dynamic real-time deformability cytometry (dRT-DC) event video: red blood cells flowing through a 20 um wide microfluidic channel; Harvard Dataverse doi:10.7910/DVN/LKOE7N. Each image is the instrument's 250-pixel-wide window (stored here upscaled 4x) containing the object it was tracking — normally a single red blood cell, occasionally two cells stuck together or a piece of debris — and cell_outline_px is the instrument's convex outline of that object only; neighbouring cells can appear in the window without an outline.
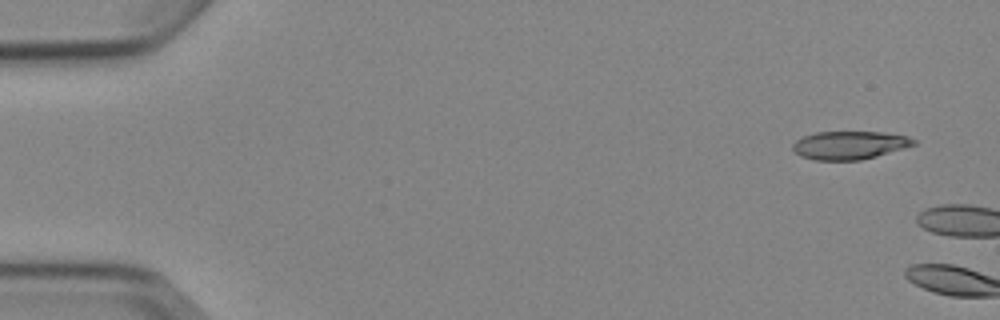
{"species": "Egyptian fruit bat (a non-hibernating species)", "species_latin": "Rousettus aegyptiacus", "temperature_condition": "cold", "stored_images_in_passage": 2, "camera_frame_rate_fps": 3000, "um_per_image_px": 0.085, "animal": {"sex": "female"}, "frame": {"image": 1, "passage_image": 1, "time_ms": 0.0, "image_size_px": [1000, 320], "cell_outline_px": [[916, 144], [876, 156], [860, 160], [816, 160], [800, 156], [792, 148], [792, 144], [796, 140], [804, 136], [816, 132], [884, 132], [908, 136], [916, 140]], "centroid_in_image_um": [72.2, 12.33], "position_along_channel_um": 12.8, "area_um2": 19.77}}